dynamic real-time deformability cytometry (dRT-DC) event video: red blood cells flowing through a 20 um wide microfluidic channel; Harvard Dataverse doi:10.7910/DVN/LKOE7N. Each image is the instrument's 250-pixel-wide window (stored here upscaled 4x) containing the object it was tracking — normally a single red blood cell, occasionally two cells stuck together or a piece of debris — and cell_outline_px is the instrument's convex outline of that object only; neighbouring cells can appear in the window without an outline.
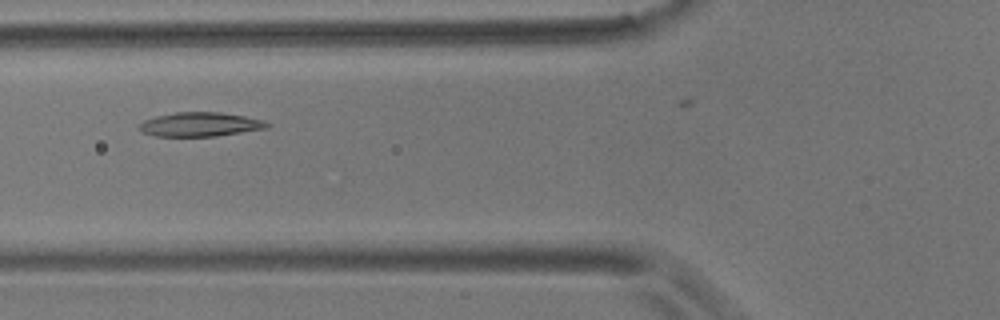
{"species": "common noctule bat (a hibernating species)", "species_latin": "Nyctalus noctula", "temperature_condition": "room temperature", "stored_images_in_passage": 2, "camera_frame_rate_fps": 3000, "um_per_image_px": 0.085, "animal": {"sex": "male", "body_mass_g": 17.9}, "frame": {"image": 1, "passage_image": 2, "time_ms": 1.333, "image_size_px": [1000, 320], "cell_outline_px": [[272, 124], [268, 128], [216, 136], [156, 136], [140, 132], [140, 124], [144, 120], [156, 116], [176, 112], [220, 112], [244, 116], [264, 120]], "centroid_in_image_um": [17.04, 10.57], "position_along_channel_um": 108.8, "area_um2": 17.98}}